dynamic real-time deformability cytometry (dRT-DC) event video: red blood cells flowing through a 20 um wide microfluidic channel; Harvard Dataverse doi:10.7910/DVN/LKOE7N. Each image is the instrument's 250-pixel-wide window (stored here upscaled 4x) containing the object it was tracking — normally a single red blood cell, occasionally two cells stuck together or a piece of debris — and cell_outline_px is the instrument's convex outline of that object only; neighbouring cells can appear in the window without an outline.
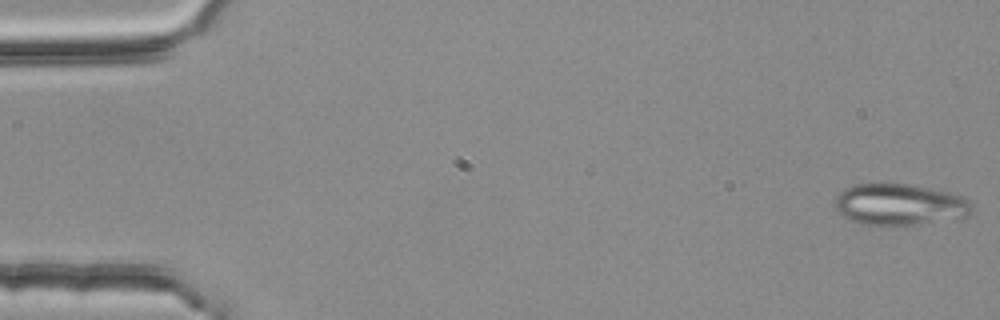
{"species": "common noctule bat (a hibernating species)", "species_latin": "Nyctalus noctula", "temperature_condition": "room temperature", "stored_images_in_passage": 4, "camera_frame_rate_fps": 3000, "um_per_image_px": 0.085, "animal": {"sex": "female", "body_mass_g": 25.1}, "frame": {"image": 1, "passage_image": 1, "time_ms": 0.0, "image_size_px": [1000, 320], "cell_outline_px": [[972, 212], [968, 216], [916, 224], [860, 224], [844, 216], [836, 208], [836, 196], [844, 188], [852, 184], [908, 184], [956, 192], [964, 196], [972, 204]], "centroid_in_image_um": [76.52, 17.35], "position_along_channel_um": 8.5, "area_um2": 32.89}}